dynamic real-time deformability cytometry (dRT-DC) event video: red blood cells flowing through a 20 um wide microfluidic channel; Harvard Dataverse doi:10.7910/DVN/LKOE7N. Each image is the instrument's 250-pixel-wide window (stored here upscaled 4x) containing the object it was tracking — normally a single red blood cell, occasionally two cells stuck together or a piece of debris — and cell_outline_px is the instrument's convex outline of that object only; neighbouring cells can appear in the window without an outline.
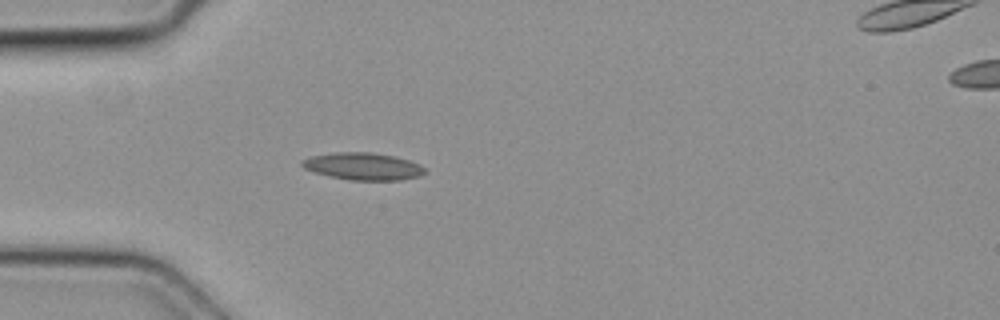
{"species": "common noctule bat (a hibernating species)", "species_latin": "Nyctalus noctula", "temperature_condition": "cold", "stored_images_in_passage": 43, "camera_frame_rate_fps": 3000, "um_per_image_px": 0.085, "animal": {"sex": "female", "body_mass_g": 19.3, "forearm_length_mm": 54.1}, "frame": {"image": 1, "passage_image": 9, "time_ms": 2.667, "image_size_px": [1000, 320], "cell_outline_px": [[428, 172], [420, 176], [400, 180], [348, 180], [316, 172], [304, 168], [300, 164], [300, 160], [312, 156], [336, 152], [372, 152], [392, 156], [408, 160], [420, 164]], "centroid_in_image_um": [30.88, 14.14], "position_along_channel_um": 54.1, "area_um2": 19.42}}
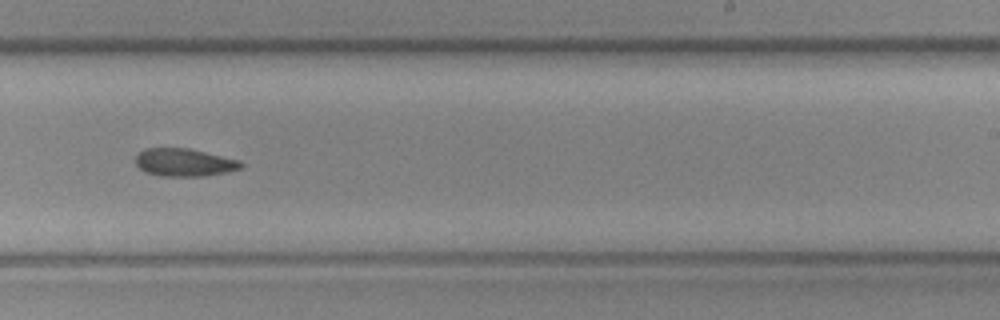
{"frame": {"image": 2, "passage_image": 25, "time_ms": 8.0, "image_size_px": [1000, 320], "cell_outline_px": [[244, 164], [240, 168], [228, 172], [204, 176], [160, 176], [144, 172], [136, 164], [136, 152], [144, 148], [188, 148], [240, 160]], "centroid_in_image_um": [15.63, 13.8], "position_along_channel_um": 273.4, "area_um2": 17.22}}
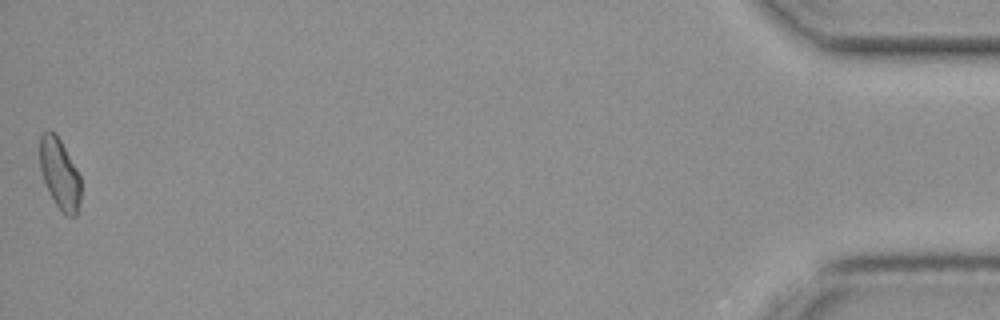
{"frame": {"image": 3, "passage_image": 43, "time_ms": 14.0, "image_size_px": [1000, 320], "cell_outline_px": [[80, 200], [76, 216], [68, 216], [56, 204], [44, 180], [40, 168], [40, 136], [48, 128], [56, 132], [76, 168], [80, 176]], "centroid_in_image_um": [5.07, 14.71], "position_along_channel_um": 430.1, "area_um2": 16.59}}